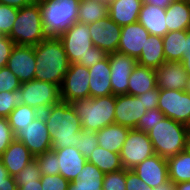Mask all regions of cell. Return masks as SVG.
<instances>
[{"mask_svg": "<svg viewBox=\"0 0 190 190\" xmlns=\"http://www.w3.org/2000/svg\"><path fill=\"white\" fill-rule=\"evenodd\" d=\"M49 130L52 150L75 147L82 123L70 103L60 101L42 112Z\"/></svg>", "mask_w": 190, "mask_h": 190, "instance_id": "6da1fadb", "label": "cell"}, {"mask_svg": "<svg viewBox=\"0 0 190 190\" xmlns=\"http://www.w3.org/2000/svg\"><path fill=\"white\" fill-rule=\"evenodd\" d=\"M36 60L35 80L49 82L61 87L71 63L58 37H47L34 46Z\"/></svg>", "mask_w": 190, "mask_h": 190, "instance_id": "7a4b0ae2", "label": "cell"}, {"mask_svg": "<svg viewBox=\"0 0 190 190\" xmlns=\"http://www.w3.org/2000/svg\"><path fill=\"white\" fill-rule=\"evenodd\" d=\"M116 96L83 98L70 102L71 107L82 123V129L98 132L105 126L115 123Z\"/></svg>", "mask_w": 190, "mask_h": 190, "instance_id": "3957f363", "label": "cell"}, {"mask_svg": "<svg viewBox=\"0 0 190 190\" xmlns=\"http://www.w3.org/2000/svg\"><path fill=\"white\" fill-rule=\"evenodd\" d=\"M40 4L44 32L58 37L77 22L81 0H37Z\"/></svg>", "mask_w": 190, "mask_h": 190, "instance_id": "277c9868", "label": "cell"}, {"mask_svg": "<svg viewBox=\"0 0 190 190\" xmlns=\"http://www.w3.org/2000/svg\"><path fill=\"white\" fill-rule=\"evenodd\" d=\"M188 126L168 117L158 122L148 132L155 154L168 159L186 150Z\"/></svg>", "mask_w": 190, "mask_h": 190, "instance_id": "5b68a950", "label": "cell"}, {"mask_svg": "<svg viewBox=\"0 0 190 190\" xmlns=\"http://www.w3.org/2000/svg\"><path fill=\"white\" fill-rule=\"evenodd\" d=\"M8 37L15 45L25 46H36L48 37L44 32L38 1L18 9L17 18Z\"/></svg>", "mask_w": 190, "mask_h": 190, "instance_id": "8992f818", "label": "cell"}, {"mask_svg": "<svg viewBox=\"0 0 190 190\" xmlns=\"http://www.w3.org/2000/svg\"><path fill=\"white\" fill-rule=\"evenodd\" d=\"M58 38L62 42L69 62L85 66V56L93 47L89 26L77 21Z\"/></svg>", "mask_w": 190, "mask_h": 190, "instance_id": "52a82bcc", "label": "cell"}, {"mask_svg": "<svg viewBox=\"0 0 190 190\" xmlns=\"http://www.w3.org/2000/svg\"><path fill=\"white\" fill-rule=\"evenodd\" d=\"M24 105L44 112L53 104L61 101L60 86L39 80H31L21 83Z\"/></svg>", "mask_w": 190, "mask_h": 190, "instance_id": "ba28073f", "label": "cell"}, {"mask_svg": "<svg viewBox=\"0 0 190 190\" xmlns=\"http://www.w3.org/2000/svg\"><path fill=\"white\" fill-rule=\"evenodd\" d=\"M154 154L148 133L135 128L130 129L120 152L122 167L131 170Z\"/></svg>", "mask_w": 190, "mask_h": 190, "instance_id": "9c48e42d", "label": "cell"}, {"mask_svg": "<svg viewBox=\"0 0 190 190\" xmlns=\"http://www.w3.org/2000/svg\"><path fill=\"white\" fill-rule=\"evenodd\" d=\"M157 108L166 117L190 127V94L185 90L160 89Z\"/></svg>", "mask_w": 190, "mask_h": 190, "instance_id": "30bf717a", "label": "cell"}, {"mask_svg": "<svg viewBox=\"0 0 190 190\" xmlns=\"http://www.w3.org/2000/svg\"><path fill=\"white\" fill-rule=\"evenodd\" d=\"M15 139L22 142L34 156L52 149L49 130L42 114L21 128L15 134Z\"/></svg>", "mask_w": 190, "mask_h": 190, "instance_id": "8fae6325", "label": "cell"}, {"mask_svg": "<svg viewBox=\"0 0 190 190\" xmlns=\"http://www.w3.org/2000/svg\"><path fill=\"white\" fill-rule=\"evenodd\" d=\"M60 91L61 100L68 103L90 97L88 68L72 63L64 76Z\"/></svg>", "mask_w": 190, "mask_h": 190, "instance_id": "7c38bea8", "label": "cell"}, {"mask_svg": "<svg viewBox=\"0 0 190 190\" xmlns=\"http://www.w3.org/2000/svg\"><path fill=\"white\" fill-rule=\"evenodd\" d=\"M88 26L93 46L100 48L107 55L117 52L121 38V26L111 20L109 16Z\"/></svg>", "mask_w": 190, "mask_h": 190, "instance_id": "4fadbf2b", "label": "cell"}, {"mask_svg": "<svg viewBox=\"0 0 190 190\" xmlns=\"http://www.w3.org/2000/svg\"><path fill=\"white\" fill-rule=\"evenodd\" d=\"M107 56L111 68L110 82L113 95L127 94L128 79L138 64L137 60L119 52L110 53Z\"/></svg>", "mask_w": 190, "mask_h": 190, "instance_id": "5bb4252c", "label": "cell"}, {"mask_svg": "<svg viewBox=\"0 0 190 190\" xmlns=\"http://www.w3.org/2000/svg\"><path fill=\"white\" fill-rule=\"evenodd\" d=\"M6 67L21 83L33 80L36 67L34 46L15 45Z\"/></svg>", "mask_w": 190, "mask_h": 190, "instance_id": "9a60e30c", "label": "cell"}, {"mask_svg": "<svg viewBox=\"0 0 190 190\" xmlns=\"http://www.w3.org/2000/svg\"><path fill=\"white\" fill-rule=\"evenodd\" d=\"M142 100L133 95H118L115 103V124L136 128L146 109Z\"/></svg>", "mask_w": 190, "mask_h": 190, "instance_id": "2e32d148", "label": "cell"}, {"mask_svg": "<svg viewBox=\"0 0 190 190\" xmlns=\"http://www.w3.org/2000/svg\"><path fill=\"white\" fill-rule=\"evenodd\" d=\"M133 170L147 186L156 188L169 181L167 159L154 154L136 165Z\"/></svg>", "mask_w": 190, "mask_h": 190, "instance_id": "e0dca14e", "label": "cell"}, {"mask_svg": "<svg viewBox=\"0 0 190 190\" xmlns=\"http://www.w3.org/2000/svg\"><path fill=\"white\" fill-rule=\"evenodd\" d=\"M149 36V32L139 22L122 26L117 52L137 60Z\"/></svg>", "mask_w": 190, "mask_h": 190, "instance_id": "ac0fdd59", "label": "cell"}, {"mask_svg": "<svg viewBox=\"0 0 190 190\" xmlns=\"http://www.w3.org/2000/svg\"><path fill=\"white\" fill-rule=\"evenodd\" d=\"M156 85L159 89L186 90L188 74L181 62L165 61L155 70Z\"/></svg>", "mask_w": 190, "mask_h": 190, "instance_id": "d6986e66", "label": "cell"}, {"mask_svg": "<svg viewBox=\"0 0 190 190\" xmlns=\"http://www.w3.org/2000/svg\"><path fill=\"white\" fill-rule=\"evenodd\" d=\"M89 70V90L90 97H102L113 94L110 82L111 68L108 56Z\"/></svg>", "mask_w": 190, "mask_h": 190, "instance_id": "ffe728a7", "label": "cell"}, {"mask_svg": "<svg viewBox=\"0 0 190 190\" xmlns=\"http://www.w3.org/2000/svg\"><path fill=\"white\" fill-rule=\"evenodd\" d=\"M0 159L9 176L15 177L29 162L35 159V156L22 142L14 139Z\"/></svg>", "mask_w": 190, "mask_h": 190, "instance_id": "44dd1931", "label": "cell"}, {"mask_svg": "<svg viewBox=\"0 0 190 190\" xmlns=\"http://www.w3.org/2000/svg\"><path fill=\"white\" fill-rule=\"evenodd\" d=\"M58 157L59 174L69 182L77 179L87 159L75 147L54 150Z\"/></svg>", "mask_w": 190, "mask_h": 190, "instance_id": "7402d4cb", "label": "cell"}, {"mask_svg": "<svg viewBox=\"0 0 190 190\" xmlns=\"http://www.w3.org/2000/svg\"><path fill=\"white\" fill-rule=\"evenodd\" d=\"M142 0H108V16L119 26L138 22Z\"/></svg>", "mask_w": 190, "mask_h": 190, "instance_id": "603a6c76", "label": "cell"}, {"mask_svg": "<svg viewBox=\"0 0 190 190\" xmlns=\"http://www.w3.org/2000/svg\"><path fill=\"white\" fill-rule=\"evenodd\" d=\"M165 17V8L153 6L152 4H142L138 22L150 35L163 37L169 32Z\"/></svg>", "mask_w": 190, "mask_h": 190, "instance_id": "cb8c5ba5", "label": "cell"}, {"mask_svg": "<svg viewBox=\"0 0 190 190\" xmlns=\"http://www.w3.org/2000/svg\"><path fill=\"white\" fill-rule=\"evenodd\" d=\"M131 128L119 124L105 126L96 132L98 146L120 154Z\"/></svg>", "mask_w": 190, "mask_h": 190, "instance_id": "d4e9b609", "label": "cell"}, {"mask_svg": "<svg viewBox=\"0 0 190 190\" xmlns=\"http://www.w3.org/2000/svg\"><path fill=\"white\" fill-rule=\"evenodd\" d=\"M165 20L169 32L190 29V0H174L166 8Z\"/></svg>", "mask_w": 190, "mask_h": 190, "instance_id": "484cf974", "label": "cell"}, {"mask_svg": "<svg viewBox=\"0 0 190 190\" xmlns=\"http://www.w3.org/2000/svg\"><path fill=\"white\" fill-rule=\"evenodd\" d=\"M104 173L87 161L77 179L68 184L67 190H102Z\"/></svg>", "mask_w": 190, "mask_h": 190, "instance_id": "4316f807", "label": "cell"}, {"mask_svg": "<svg viewBox=\"0 0 190 190\" xmlns=\"http://www.w3.org/2000/svg\"><path fill=\"white\" fill-rule=\"evenodd\" d=\"M155 69L136 65L128 79V95L139 96L156 87Z\"/></svg>", "mask_w": 190, "mask_h": 190, "instance_id": "83f0119b", "label": "cell"}, {"mask_svg": "<svg viewBox=\"0 0 190 190\" xmlns=\"http://www.w3.org/2000/svg\"><path fill=\"white\" fill-rule=\"evenodd\" d=\"M165 61L163 37L150 35L137 59L138 65L156 70Z\"/></svg>", "mask_w": 190, "mask_h": 190, "instance_id": "f1b7e54d", "label": "cell"}, {"mask_svg": "<svg viewBox=\"0 0 190 190\" xmlns=\"http://www.w3.org/2000/svg\"><path fill=\"white\" fill-rule=\"evenodd\" d=\"M108 16V0H81L78 9V22L92 24Z\"/></svg>", "mask_w": 190, "mask_h": 190, "instance_id": "f546056e", "label": "cell"}, {"mask_svg": "<svg viewBox=\"0 0 190 190\" xmlns=\"http://www.w3.org/2000/svg\"><path fill=\"white\" fill-rule=\"evenodd\" d=\"M169 180L174 184L190 181V153L181 151L167 159Z\"/></svg>", "mask_w": 190, "mask_h": 190, "instance_id": "4dcf8cb0", "label": "cell"}, {"mask_svg": "<svg viewBox=\"0 0 190 190\" xmlns=\"http://www.w3.org/2000/svg\"><path fill=\"white\" fill-rule=\"evenodd\" d=\"M186 31H172L163 36L166 61L181 62L185 53Z\"/></svg>", "mask_w": 190, "mask_h": 190, "instance_id": "1f68e13d", "label": "cell"}, {"mask_svg": "<svg viewBox=\"0 0 190 190\" xmlns=\"http://www.w3.org/2000/svg\"><path fill=\"white\" fill-rule=\"evenodd\" d=\"M87 161L97 166L104 174L115 172L123 168L120 154L99 146L92 151Z\"/></svg>", "mask_w": 190, "mask_h": 190, "instance_id": "d6a6232c", "label": "cell"}, {"mask_svg": "<svg viewBox=\"0 0 190 190\" xmlns=\"http://www.w3.org/2000/svg\"><path fill=\"white\" fill-rule=\"evenodd\" d=\"M41 114L42 112L39 110L23 104L12 110L8 115L7 120L15 135L21 128L32 123V121Z\"/></svg>", "mask_w": 190, "mask_h": 190, "instance_id": "836d02e7", "label": "cell"}, {"mask_svg": "<svg viewBox=\"0 0 190 190\" xmlns=\"http://www.w3.org/2000/svg\"><path fill=\"white\" fill-rule=\"evenodd\" d=\"M23 104L24 98L20 89L0 92V117L7 118L12 110Z\"/></svg>", "mask_w": 190, "mask_h": 190, "instance_id": "e575fe53", "label": "cell"}, {"mask_svg": "<svg viewBox=\"0 0 190 190\" xmlns=\"http://www.w3.org/2000/svg\"><path fill=\"white\" fill-rule=\"evenodd\" d=\"M42 175L59 174L58 157L54 150L46 151L43 154L35 156Z\"/></svg>", "mask_w": 190, "mask_h": 190, "instance_id": "d590c367", "label": "cell"}, {"mask_svg": "<svg viewBox=\"0 0 190 190\" xmlns=\"http://www.w3.org/2000/svg\"><path fill=\"white\" fill-rule=\"evenodd\" d=\"M98 146V138L95 131L81 130L75 148L88 159L92 151Z\"/></svg>", "mask_w": 190, "mask_h": 190, "instance_id": "8d00e7d4", "label": "cell"}, {"mask_svg": "<svg viewBox=\"0 0 190 190\" xmlns=\"http://www.w3.org/2000/svg\"><path fill=\"white\" fill-rule=\"evenodd\" d=\"M18 8L0 4V34L9 35L17 18Z\"/></svg>", "mask_w": 190, "mask_h": 190, "instance_id": "74e56055", "label": "cell"}, {"mask_svg": "<svg viewBox=\"0 0 190 190\" xmlns=\"http://www.w3.org/2000/svg\"><path fill=\"white\" fill-rule=\"evenodd\" d=\"M102 190H126V169L105 174Z\"/></svg>", "mask_w": 190, "mask_h": 190, "instance_id": "f35d334b", "label": "cell"}, {"mask_svg": "<svg viewBox=\"0 0 190 190\" xmlns=\"http://www.w3.org/2000/svg\"><path fill=\"white\" fill-rule=\"evenodd\" d=\"M165 117L164 113L158 108L146 110L135 129L148 133L154 125L162 121Z\"/></svg>", "mask_w": 190, "mask_h": 190, "instance_id": "ab89813d", "label": "cell"}, {"mask_svg": "<svg viewBox=\"0 0 190 190\" xmlns=\"http://www.w3.org/2000/svg\"><path fill=\"white\" fill-rule=\"evenodd\" d=\"M42 173L36 159L29 162L17 175H15L16 182H30L40 180Z\"/></svg>", "mask_w": 190, "mask_h": 190, "instance_id": "60d3db41", "label": "cell"}, {"mask_svg": "<svg viewBox=\"0 0 190 190\" xmlns=\"http://www.w3.org/2000/svg\"><path fill=\"white\" fill-rule=\"evenodd\" d=\"M21 86L19 79L5 66L0 70V92H13Z\"/></svg>", "mask_w": 190, "mask_h": 190, "instance_id": "b9f144b4", "label": "cell"}, {"mask_svg": "<svg viewBox=\"0 0 190 190\" xmlns=\"http://www.w3.org/2000/svg\"><path fill=\"white\" fill-rule=\"evenodd\" d=\"M42 190H67L70 183L60 174L57 175H42L41 177Z\"/></svg>", "mask_w": 190, "mask_h": 190, "instance_id": "7bdbcfd3", "label": "cell"}, {"mask_svg": "<svg viewBox=\"0 0 190 190\" xmlns=\"http://www.w3.org/2000/svg\"><path fill=\"white\" fill-rule=\"evenodd\" d=\"M15 139L7 118L0 117V157Z\"/></svg>", "mask_w": 190, "mask_h": 190, "instance_id": "ee69618b", "label": "cell"}, {"mask_svg": "<svg viewBox=\"0 0 190 190\" xmlns=\"http://www.w3.org/2000/svg\"><path fill=\"white\" fill-rule=\"evenodd\" d=\"M15 43L7 36L0 34V68L7 65Z\"/></svg>", "mask_w": 190, "mask_h": 190, "instance_id": "f6af8a7d", "label": "cell"}, {"mask_svg": "<svg viewBox=\"0 0 190 190\" xmlns=\"http://www.w3.org/2000/svg\"><path fill=\"white\" fill-rule=\"evenodd\" d=\"M137 97L142 100V103L144 104L143 106L146 110L156 109L158 107L160 89L156 86L154 89H151Z\"/></svg>", "mask_w": 190, "mask_h": 190, "instance_id": "bcb514c9", "label": "cell"}, {"mask_svg": "<svg viewBox=\"0 0 190 190\" xmlns=\"http://www.w3.org/2000/svg\"><path fill=\"white\" fill-rule=\"evenodd\" d=\"M126 190H153L133 170L126 169Z\"/></svg>", "mask_w": 190, "mask_h": 190, "instance_id": "7dc6e473", "label": "cell"}, {"mask_svg": "<svg viewBox=\"0 0 190 190\" xmlns=\"http://www.w3.org/2000/svg\"><path fill=\"white\" fill-rule=\"evenodd\" d=\"M107 57V54L98 47L93 46L85 56V67L90 68Z\"/></svg>", "mask_w": 190, "mask_h": 190, "instance_id": "c3c4849f", "label": "cell"}, {"mask_svg": "<svg viewBox=\"0 0 190 190\" xmlns=\"http://www.w3.org/2000/svg\"><path fill=\"white\" fill-rule=\"evenodd\" d=\"M17 190H42L41 180H34L30 182H16Z\"/></svg>", "mask_w": 190, "mask_h": 190, "instance_id": "681fc988", "label": "cell"}, {"mask_svg": "<svg viewBox=\"0 0 190 190\" xmlns=\"http://www.w3.org/2000/svg\"><path fill=\"white\" fill-rule=\"evenodd\" d=\"M37 0H0V4L12 6L21 9L25 6L33 4Z\"/></svg>", "mask_w": 190, "mask_h": 190, "instance_id": "f907efd6", "label": "cell"}, {"mask_svg": "<svg viewBox=\"0 0 190 190\" xmlns=\"http://www.w3.org/2000/svg\"><path fill=\"white\" fill-rule=\"evenodd\" d=\"M174 0H142V4H152L160 8H167Z\"/></svg>", "mask_w": 190, "mask_h": 190, "instance_id": "816d5d0a", "label": "cell"}, {"mask_svg": "<svg viewBox=\"0 0 190 190\" xmlns=\"http://www.w3.org/2000/svg\"><path fill=\"white\" fill-rule=\"evenodd\" d=\"M15 178L12 176L7 177V183H0V190H17Z\"/></svg>", "mask_w": 190, "mask_h": 190, "instance_id": "f5cc1de1", "label": "cell"}, {"mask_svg": "<svg viewBox=\"0 0 190 190\" xmlns=\"http://www.w3.org/2000/svg\"><path fill=\"white\" fill-rule=\"evenodd\" d=\"M181 63L183 64V67L187 72L188 77H190V53L183 54V59L181 60Z\"/></svg>", "mask_w": 190, "mask_h": 190, "instance_id": "db71d44e", "label": "cell"}, {"mask_svg": "<svg viewBox=\"0 0 190 190\" xmlns=\"http://www.w3.org/2000/svg\"><path fill=\"white\" fill-rule=\"evenodd\" d=\"M9 176L7 169L3 165L0 159V183H7V177Z\"/></svg>", "mask_w": 190, "mask_h": 190, "instance_id": "11a10c76", "label": "cell"}, {"mask_svg": "<svg viewBox=\"0 0 190 190\" xmlns=\"http://www.w3.org/2000/svg\"><path fill=\"white\" fill-rule=\"evenodd\" d=\"M153 190H175V184L169 180L166 183L153 188Z\"/></svg>", "mask_w": 190, "mask_h": 190, "instance_id": "9f6ffc18", "label": "cell"}, {"mask_svg": "<svg viewBox=\"0 0 190 190\" xmlns=\"http://www.w3.org/2000/svg\"><path fill=\"white\" fill-rule=\"evenodd\" d=\"M175 190H190V181L175 184Z\"/></svg>", "mask_w": 190, "mask_h": 190, "instance_id": "6f0895ef", "label": "cell"}, {"mask_svg": "<svg viewBox=\"0 0 190 190\" xmlns=\"http://www.w3.org/2000/svg\"><path fill=\"white\" fill-rule=\"evenodd\" d=\"M185 53H190V29L186 30Z\"/></svg>", "mask_w": 190, "mask_h": 190, "instance_id": "680465c9", "label": "cell"}, {"mask_svg": "<svg viewBox=\"0 0 190 190\" xmlns=\"http://www.w3.org/2000/svg\"><path fill=\"white\" fill-rule=\"evenodd\" d=\"M186 150L190 153V127L188 128L186 135Z\"/></svg>", "mask_w": 190, "mask_h": 190, "instance_id": "91938a15", "label": "cell"}, {"mask_svg": "<svg viewBox=\"0 0 190 190\" xmlns=\"http://www.w3.org/2000/svg\"><path fill=\"white\" fill-rule=\"evenodd\" d=\"M185 91L190 94V77L188 78L187 88Z\"/></svg>", "mask_w": 190, "mask_h": 190, "instance_id": "94428289", "label": "cell"}]
</instances>
